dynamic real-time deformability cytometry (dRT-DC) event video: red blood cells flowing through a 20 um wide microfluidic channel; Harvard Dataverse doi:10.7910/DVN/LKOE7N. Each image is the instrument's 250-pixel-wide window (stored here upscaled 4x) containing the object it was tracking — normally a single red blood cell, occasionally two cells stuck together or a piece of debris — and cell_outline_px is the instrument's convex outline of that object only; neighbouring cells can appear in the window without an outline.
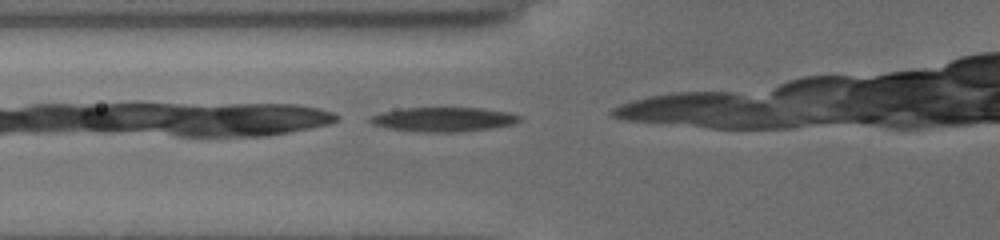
{"species": "common noctule bat (a hibernating species)", "species_latin": "Nyctalus noctula", "temperature_condition": "cold", "stored_images_in_passage": 8, "camera_frame_rate_fps": 3000, "um_per_image_px": 0.085, "animal": {"sex": "female", "body_mass_g": 19.5, "forearm_length_mm": 54.1}, "frame": {"image": 1, "passage_image": 2, "time_ms": 0.333, "image_size_px": [1000, 240], "cell_outline_px": [[520, 120], [512, 124], [492, 128], [460, 132], [432, 132], [392, 128], [372, 124], [368, 120], [372, 116], [384, 112], [408, 108], [476, 108], [504, 112], [520, 116]], "centroid_in_image_um": [37.72, 10.15], "position_along_channel_um": 88.1, "area_um2": 20.46}}